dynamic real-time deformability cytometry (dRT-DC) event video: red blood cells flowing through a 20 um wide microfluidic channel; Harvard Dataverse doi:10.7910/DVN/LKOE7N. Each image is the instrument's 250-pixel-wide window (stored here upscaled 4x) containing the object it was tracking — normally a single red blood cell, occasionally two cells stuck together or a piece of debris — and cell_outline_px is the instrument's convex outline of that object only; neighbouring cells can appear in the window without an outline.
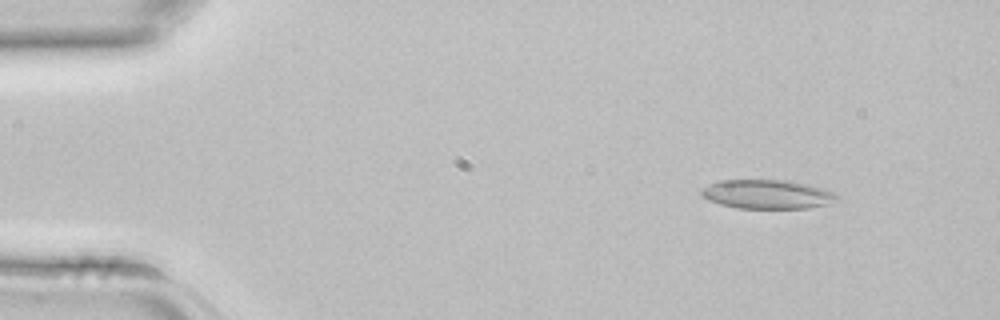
{"species": "common noctule bat (a hibernating species)", "species_latin": "Nyctalus noctula", "temperature_condition": "room temperature", "stored_images_in_passage": 4, "camera_frame_rate_fps": 3000, "um_per_image_px": 0.085, "animal": {"sex": "female", "body_mass_g": 22.7, "forearm_length_mm": 54.2}, "frame": {"image": 1, "passage_image": 2, "time_ms": 0.333, "image_size_px": [1000, 320], "cell_outline_px": [[840, 200], [828, 204], [808, 208], [736, 208], [720, 204], [708, 200], [700, 192], [700, 188], [708, 184], [720, 180], [784, 180], [808, 184], [832, 192], [840, 196]], "centroid_in_image_um": [65.21, 16.51], "position_along_channel_um": 19.8, "area_um2": 23.0}}